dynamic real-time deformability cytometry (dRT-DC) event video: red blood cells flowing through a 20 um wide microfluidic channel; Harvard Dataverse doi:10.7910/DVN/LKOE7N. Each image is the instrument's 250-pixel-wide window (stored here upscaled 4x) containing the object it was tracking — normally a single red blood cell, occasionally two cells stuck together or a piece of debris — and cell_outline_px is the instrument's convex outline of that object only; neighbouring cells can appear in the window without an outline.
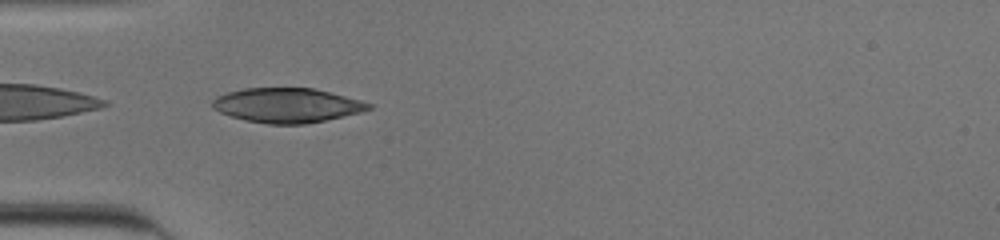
{"species": "human", "species_latin": "Homo sapiens", "temperature_condition": "cold", "stored_images_in_passage": 36, "camera_frame_rate_fps": 3000, "um_per_image_px": 0.085, "donor": {"sex": "male"}, "frame": {"image": 1, "passage_image": 1, "time_ms": 0.0, "image_size_px": [1000, 240], "cell_outline_px": [[372, 108], [360, 112], [324, 120], [304, 124], [268, 124], [244, 120], [220, 112], [212, 108], [212, 100], [216, 96], [228, 92], [244, 88], [312, 88], [360, 100], [372, 104]], "centroid_in_image_um": [24.35, 8.95], "position_along_channel_um": 60.6, "area_um2": 31.15}}
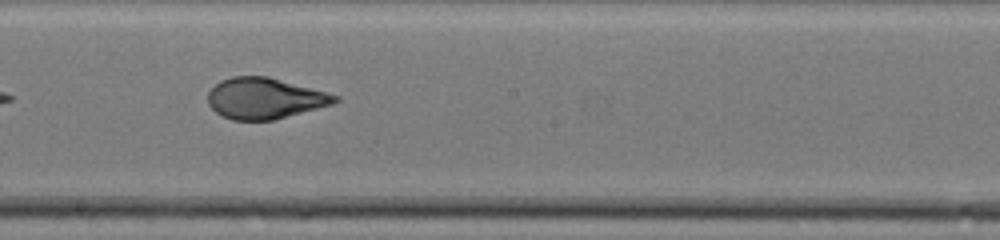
{"frame": {"image": 2, "passage_image": 14, "time_ms": 4.333, "image_size_px": [1000, 240], "cell_outline_px": [[340, 100], [332, 104], [272, 120], [232, 120], [216, 112], [208, 104], [208, 92], [220, 80], [232, 76], [268, 76], [340, 96]], "centroid_in_image_um": [22.48, 8.35], "position_along_channel_um": 225.7, "area_um2": 30.06}}
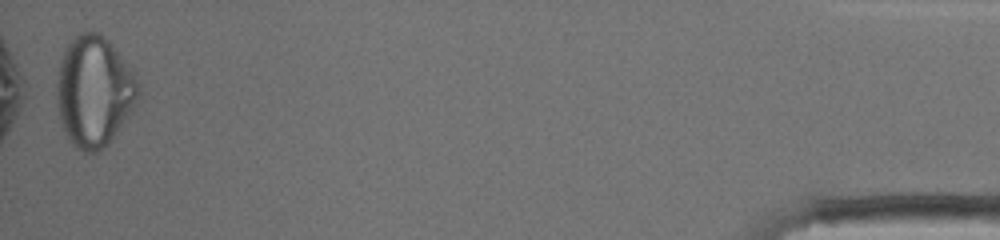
{"frame": {"image": 3, "passage_image": 36, "time_ms": 11.667, "image_size_px": [1000, 240], "cell_outline_px": [[140, 92], [132, 112], [108, 144], [96, 152], [84, 152], [76, 148], [68, 140], [60, 120], [56, 104], [56, 84], [60, 60], [68, 44], [80, 32], [100, 32], [112, 44], [132, 72], [140, 84]], "centroid_in_image_um": [7.98, 7.79], "position_along_channel_um": 427.2, "area_um2": 52.66}, "authors_computed_cell_mechanics": {"area_um2": 31.6166, "velocity_mm_per_s": 3.9083, "shape_relaxation_time_tau1_ms": 8.2735, "shape_relaxation_time_tau2_ms": null, "deformation_change_tau1": 0.2928, "deformation_change_tau2": null}}